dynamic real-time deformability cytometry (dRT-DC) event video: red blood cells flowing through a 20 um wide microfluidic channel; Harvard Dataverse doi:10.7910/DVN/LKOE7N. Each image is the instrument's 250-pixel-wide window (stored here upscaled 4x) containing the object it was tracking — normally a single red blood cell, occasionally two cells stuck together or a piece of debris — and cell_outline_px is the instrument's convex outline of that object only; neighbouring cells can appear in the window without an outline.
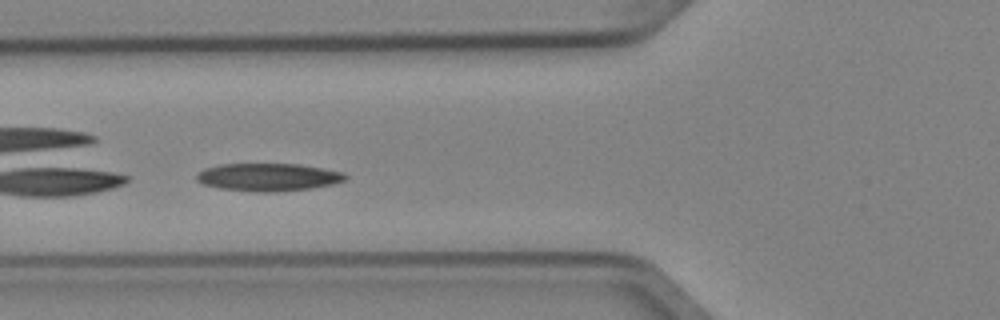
{"species": "Egyptian fruit bat (a non-hibernating species)", "species_latin": "Rousettus aegyptiacus", "temperature_condition": "cold", "stored_images_in_passage": 4, "camera_frame_rate_fps": 3000, "um_per_image_px": 0.085, "animal": {"sex": "female"}, "frame": {"image": 1, "passage_image": 4, "time_ms": 1.0, "image_size_px": [1000, 320], "cell_outline_px": [[348, 180], [332, 184], [312, 188], [276, 192], [256, 192], [220, 188], [204, 184], [196, 180], [196, 176], [204, 168], [220, 164], [300, 164], [324, 168], [344, 172], [348, 176]], "centroid_in_image_um": [22.85, 15.05], "position_along_channel_um": 102.9, "area_um2": 24.22}}